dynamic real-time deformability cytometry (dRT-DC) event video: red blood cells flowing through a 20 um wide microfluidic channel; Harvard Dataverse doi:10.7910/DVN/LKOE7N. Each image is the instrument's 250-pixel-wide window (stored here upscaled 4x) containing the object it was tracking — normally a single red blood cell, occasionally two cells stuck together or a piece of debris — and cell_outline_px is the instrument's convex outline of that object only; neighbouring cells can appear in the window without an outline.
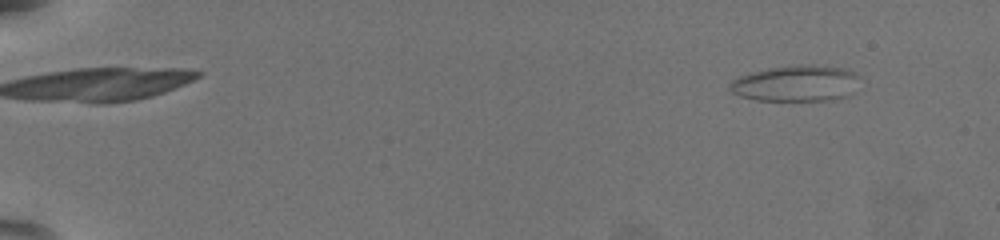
{"species": "common noctule bat (a hibernating species)", "species_latin": "Nyctalus noctula", "temperature_condition": "warm", "stored_images_in_passage": 59, "camera_frame_rate_fps": 3000, "um_per_image_px": 0.085, "animal": {"sex": "female", "body_mass_g": 19.5, "forearm_length_mm": 54.1}, "frame": {"image": 1, "passage_image": 7, "time_ms": 2.0, "image_size_px": [1000, 240], "cell_outline_px": [[860, 76], [852, 92], [848, 96], [828, 100], [756, 100], [740, 96], [732, 92], [728, 88], [728, 84], [732, 80], [740, 76], [752, 72], [768, 68], [804, 64], [848, 68], [856, 72]], "centroid_in_image_um": [67.67, 7.08], "position_along_channel_um": 17.3, "area_um2": 27.4}}
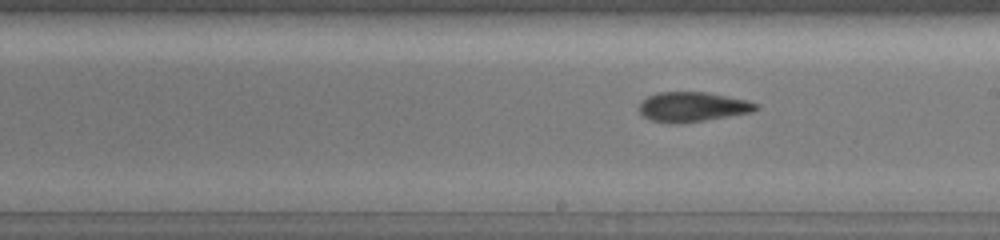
{"frame": {"image": 2, "passage_image": 37, "time_ms": 12.0, "image_size_px": [1000, 240], "cell_outline_px": [[760, 108], [752, 112], [704, 120], [652, 120], [644, 116], [640, 112], [640, 100], [656, 92], [708, 92], [748, 100], [760, 104]], "centroid_in_image_um": [58.94, 9.02], "position_along_channel_um": 230.1, "area_um2": 19.54}}
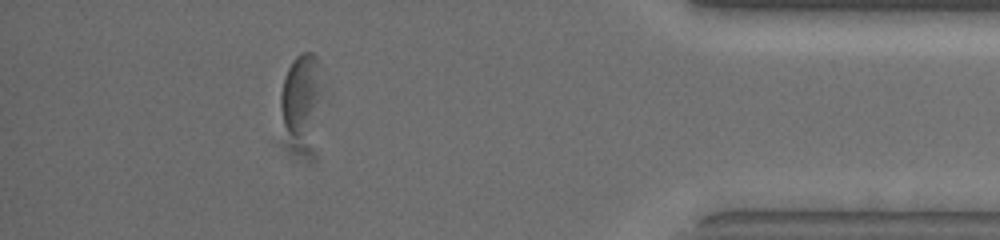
{"frame": {"image": 3, "passage_image": 54, "time_ms": 17.667, "image_size_px": [1000, 240], "cell_outline_px": [[324, 92], [308, 128], [304, 132], [296, 136], [288, 132], [284, 124], [280, 108], [280, 96], [284, 76], [292, 60], [300, 52], [312, 52], [316, 56]], "centroid_in_image_um": [25.57, 7.89], "position_along_channel_um": 409.6, "area_um2": 19.02}, "authors_computed_cell_mechanics": {"area_um2": 20.519, "velocity_mm_per_s": 3.7753, "shape_relaxation_time_tau1_ms": 8.5091, "shape_relaxation_time_tau2_ms": 4.3608, "deformation_change_tau1": 0.1656, "deformation_change_tau2": 0.1347}}